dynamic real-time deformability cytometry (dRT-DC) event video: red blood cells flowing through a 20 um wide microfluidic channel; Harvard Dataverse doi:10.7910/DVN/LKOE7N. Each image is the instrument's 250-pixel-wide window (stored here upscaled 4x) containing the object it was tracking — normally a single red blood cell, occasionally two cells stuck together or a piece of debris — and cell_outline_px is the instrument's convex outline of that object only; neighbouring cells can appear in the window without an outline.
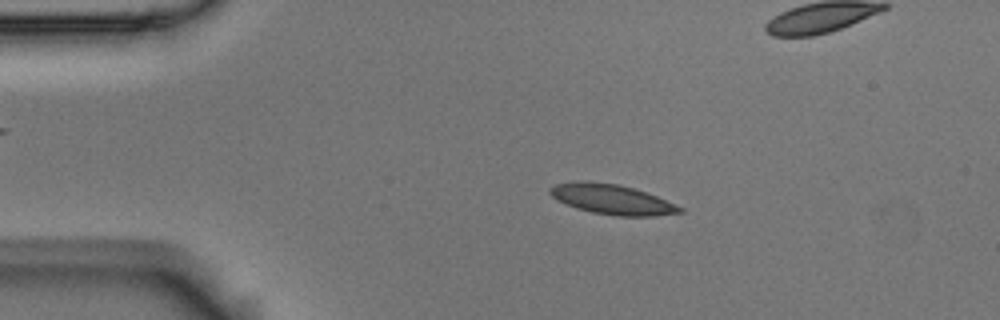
{"species": "Egyptian fruit bat (a non-hibernating species)", "species_latin": "Rousettus aegyptiacus", "temperature_condition": "room temperature", "stored_images_in_passage": 9, "segment_of_instrument_passage": [1, 2], "camera_frame_rate_fps": 3000, "um_per_image_px": 0.085, "animal": {"sex": "male"}, "frame": {"image": 1, "passage_image": 2, "time_ms": 0.333, "image_size_px": [1000, 320], "cell_outline_px": [[684, 212], [652, 216], [616, 216], [592, 212], [576, 208], [556, 200], [548, 192], [548, 188], [556, 184], [580, 180], [588, 180], [620, 184], [656, 196], [684, 208]], "centroid_in_image_um": [51.97, 16.93], "position_along_channel_um": 33.0, "area_um2": 22.77}}
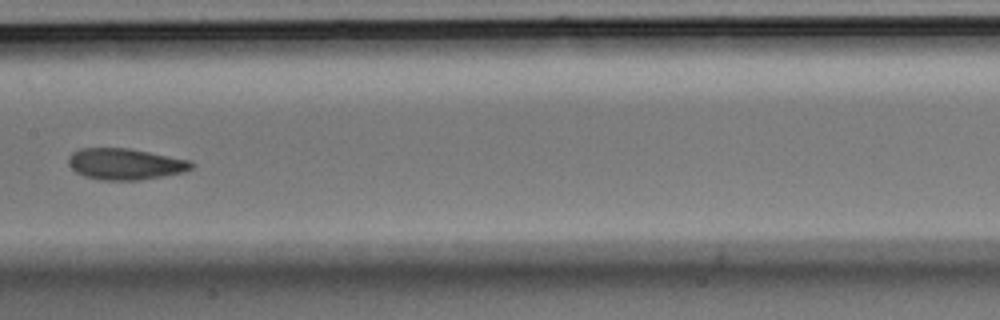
{"frame": {"image": 2, "passage_image": 7, "time_ms": 2.0, "image_size_px": [1000, 320], "cell_outline_px": [[196, 164], [192, 168], [184, 172], [164, 176], [140, 180], [100, 180], [84, 176], [76, 172], [68, 164], [68, 156], [72, 152], [80, 148], [128, 148], [188, 160]], "centroid_in_image_um": [10.62, 13.95], "position_along_channel_um": 196.8, "area_um2": 22.43}}
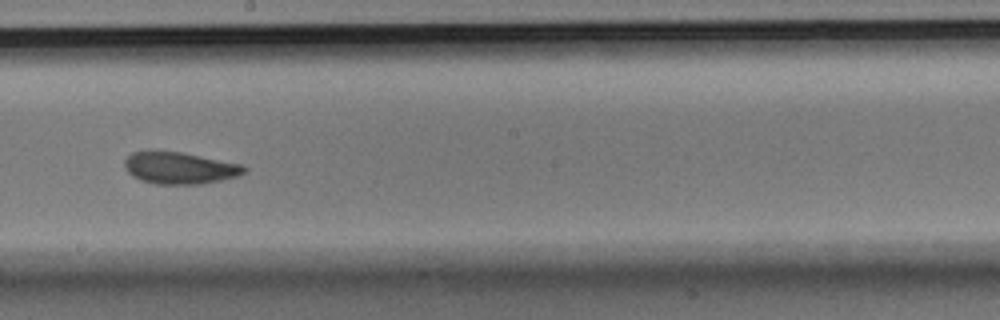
{"frame": {"image": 3, "passage_image": 8, "time_ms": 2.333, "image_size_px": [1000, 320], "cell_outline_px": [[248, 168], [240, 176], [200, 184], [156, 184], [140, 180], [132, 176], [124, 168], [124, 160], [132, 152], [148, 148], [180, 152], [244, 164]], "centroid_in_image_um": [15.23, 14.25], "position_along_channel_um": 233.0, "area_um2": 22.83}}